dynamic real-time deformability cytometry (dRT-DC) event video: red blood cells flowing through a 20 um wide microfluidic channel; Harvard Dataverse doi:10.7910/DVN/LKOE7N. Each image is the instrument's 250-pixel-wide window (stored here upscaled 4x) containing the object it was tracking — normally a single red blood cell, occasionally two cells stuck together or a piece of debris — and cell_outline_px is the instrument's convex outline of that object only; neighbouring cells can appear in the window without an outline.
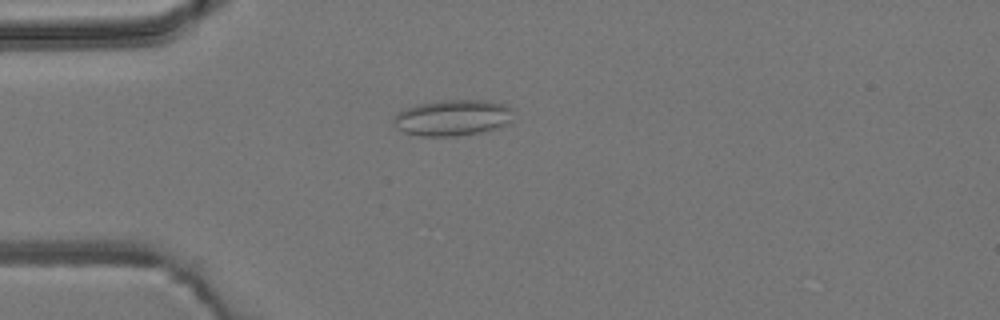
{"species": "common noctule bat (a hibernating species)", "species_latin": "Nyctalus noctula", "temperature_condition": "room temperature", "stored_images_in_passage": 4, "camera_frame_rate_fps": 3000, "um_per_image_px": 0.085, "animal": {"sex": "male", "body_mass_g": 19.2, "forearm_length_mm": 51.8}, "frame": {"image": 1, "passage_image": 3, "time_ms": 3.333, "image_size_px": [1000, 320], "cell_outline_px": [[512, 124], [480, 132], [456, 136], [420, 136], [404, 132], [396, 128], [392, 120], [404, 108], [416, 104], [436, 100], [488, 100], [508, 104], [512, 108]], "centroid_in_image_um": [38.51, 9.99], "position_along_channel_um": 46.5, "area_um2": 25.61}}